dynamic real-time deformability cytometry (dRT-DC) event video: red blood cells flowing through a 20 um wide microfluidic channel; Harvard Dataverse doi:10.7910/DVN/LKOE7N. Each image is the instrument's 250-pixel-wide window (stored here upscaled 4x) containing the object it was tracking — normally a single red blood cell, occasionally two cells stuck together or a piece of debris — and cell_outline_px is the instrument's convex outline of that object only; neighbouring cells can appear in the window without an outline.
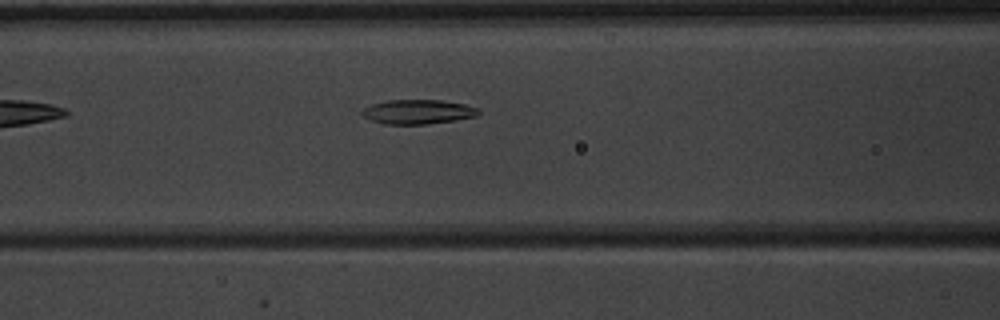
{"species": "common noctule bat (a hibernating species)", "species_latin": "Nyctalus noctula", "temperature_condition": "warm", "stored_images_in_passage": 16, "camera_frame_rate_fps": 3000, "um_per_image_px": 0.085, "animal": {"sex": "male", "body_mass_g": 20.1, "forearm_length_mm": 53.5}, "frame": {"image": 1, "passage_image": 5, "time_ms": 1.333, "image_size_px": [1000, 320], "cell_outline_px": [[480, 112], [476, 116], [428, 124], [384, 124], [372, 120], [364, 116], [360, 112], [364, 108], [372, 104], [388, 100], [444, 100], [464, 104], [480, 108]], "centroid_in_image_um": [35.53, 9.49], "position_along_channel_um": 131.1, "area_um2": 16.47}}
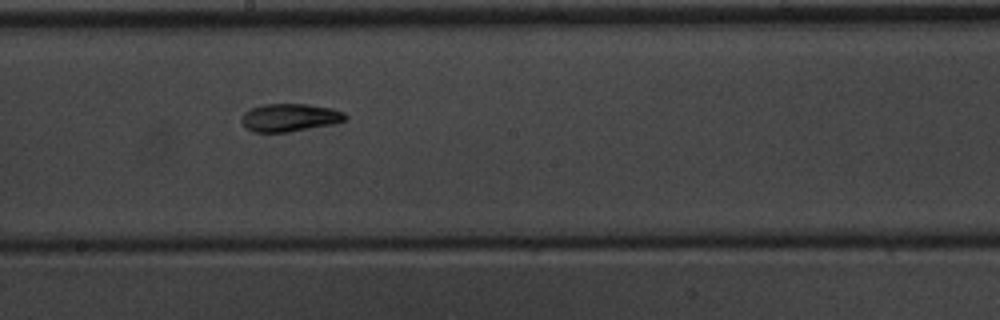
{"frame": {"image": 2, "passage_image": 12, "time_ms": 3.667, "image_size_px": [1000, 320], "cell_outline_px": [[348, 116], [344, 120], [332, 124], [288, 132], [252, 132], [244, 128], [240, 120], [244, 112], [252, 108], [264, 104], [308, 104], [332, 108], [344, 112]], "centroid_in_image_um": [24.59, 9.99], "position_along_channel_um": 223.6, "area_um2": 16.94}}